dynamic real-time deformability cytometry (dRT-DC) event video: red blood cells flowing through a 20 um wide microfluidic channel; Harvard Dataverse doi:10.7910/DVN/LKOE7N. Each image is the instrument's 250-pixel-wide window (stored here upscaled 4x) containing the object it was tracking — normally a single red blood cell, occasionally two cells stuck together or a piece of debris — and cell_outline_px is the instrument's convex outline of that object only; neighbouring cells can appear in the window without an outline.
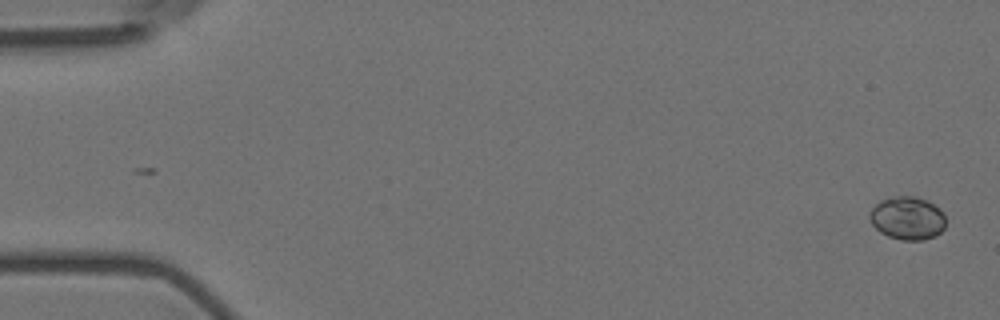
{"species": "Egyptian fruit bat (a non-hibernating species)", "species_latin": "Rousettus aegyptiacus", "temperature_condition": "room temperature", "stored_images_in_passage": 6, "camera_frame_rate_fps": 3000, "um_per_image_px": 0.085, "animal": {"sex": "female"}, "frame": {"image": 1, "passage_image": 1, "time_ms": 0.0, "image_size_px": [1000, 320], "cell_outline_px": [[944, 228], [936, 236], [924, 240], [900, 240], [888, 236], [880, 232], [872, 224], [868, 216], [868, 212], [880, 200], [896, 196], [916, 196], [940, 208], [944, 212]], "centroid_in_image_um": [77.11, 18.55], "position_along_channel_um": 7.9, "area_um2": 19.19}}
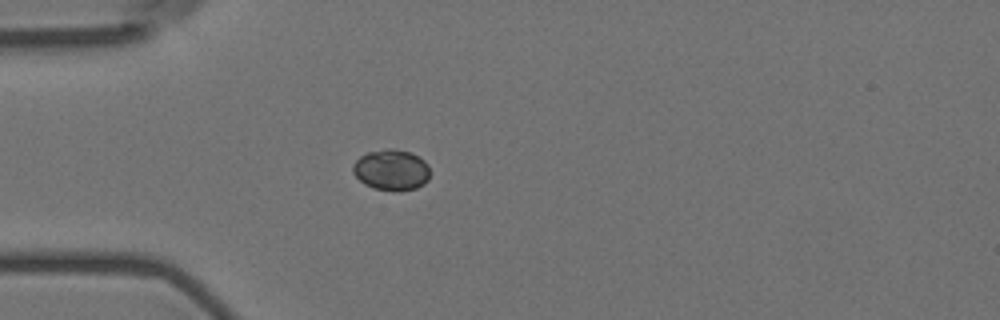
{"frame": {"image": 2, "passage_image": 5, "time_ms": 5.0, "image_size_px": [1000, 320], "cell_outline_px": [[428, 180], [424, 184], [416, 188], [400, 192], [392, 192], [372, 188], [364, 184], [352, 172], [352, 164], [360, 156], [368, 152], [384, 148], [392, 148], [412, 152], [424, 160], [428, 164]], "centroid_in_image_um": [33.25, 14.45], "position_along_channel_um": 51.7, "area_um2": 18.79}}